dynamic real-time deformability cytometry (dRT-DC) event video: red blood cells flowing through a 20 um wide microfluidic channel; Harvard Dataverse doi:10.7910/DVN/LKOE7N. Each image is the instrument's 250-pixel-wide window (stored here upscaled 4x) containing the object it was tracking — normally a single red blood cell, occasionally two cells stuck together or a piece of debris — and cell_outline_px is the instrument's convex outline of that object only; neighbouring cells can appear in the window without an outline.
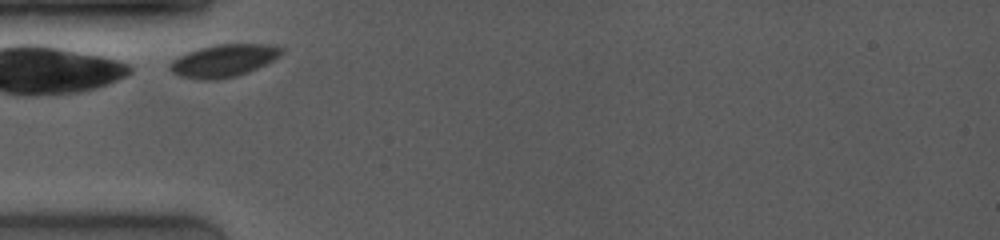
{"species": "common noctule bat (a hibernating species)", "species_latin": "Nyctalus noctula", "temperature_condition": "room temperature", "stored_images_in_passage": 23, "camera_frame_rate_fps": 4000, "um_per_image_px": 0.085, "animal": {"sex": "female", "body_mass_g": 19.0, "forearm_length_mm": 53.3}, "frame": {"image": 1, "passage_image": 1, "time_ms": 0.0, "image_size_px": [1000, 240], "cell_outline_px": [[284, 52], [280, 56], [248, 72], [236, 76], [216, 80], [200, 80], [180, 76], [172, 72], [168, 68], [168, 64], [172, 60], [188, 52], [200, 48], [216, 44], [272, 44], [284, 48]], "centroid_in_image_um": [19.01, 5.15], "position_along_channel_um": 66.0, "area_um2": 21.15}}
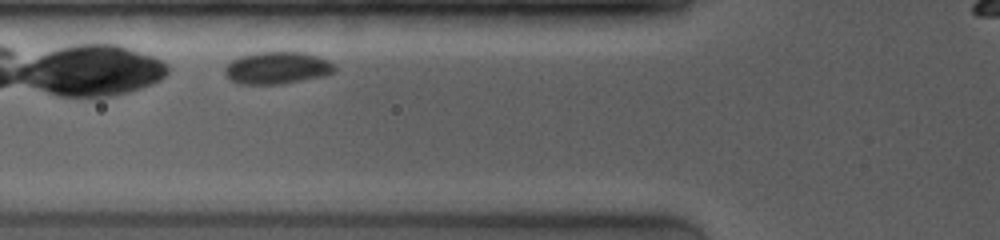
{"frame": {"image": 2, "passage_image": 4, "time_ms": 1.0, "image_size_px": [1000, 240], "cell_outline_px": [[336, 68], [328, 76], [280, 84], [240, 84], [232, 80], [224, 72], [224, 68], [232, 60], [240, 56], [256, 52], [304, 52], [328, 60]], "centroid_in_image_um": [23.57, 5.77], "position_along_channel_um": 102.2, "area_um2": 20.58}}
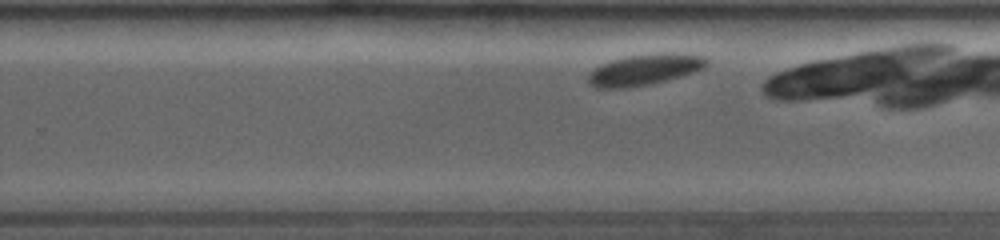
{"frame": {"image": 3, "passage_image": 14, "time_ms": 4.5, "image_size_px": [1000, 240], "cell_outline_px": [[708, 64], [704, 68], [680, 76], [648, 84], [628, 88], [596, 88], [588, 84], [588, 76], [600, 64], [612, 60], [628, 56], [656, 52], [672, 52], [704, 56], [708, 60]], "centroid_in_image_um": [54.79, 5.9], "position_along_channel_um": 275.0, "area_um2": 21.39}, "authors_computed_cell_mechanics": {"area_um2": 21.386, "velocity_mm_per_s": 3.7307, "shape_relaxation_time_tau1_ms": 0.8444, "shape_relaxation_time_tau2_ms": null, "deformation_change_tau1": 0.0236, "deformation_change_tau2": null}}